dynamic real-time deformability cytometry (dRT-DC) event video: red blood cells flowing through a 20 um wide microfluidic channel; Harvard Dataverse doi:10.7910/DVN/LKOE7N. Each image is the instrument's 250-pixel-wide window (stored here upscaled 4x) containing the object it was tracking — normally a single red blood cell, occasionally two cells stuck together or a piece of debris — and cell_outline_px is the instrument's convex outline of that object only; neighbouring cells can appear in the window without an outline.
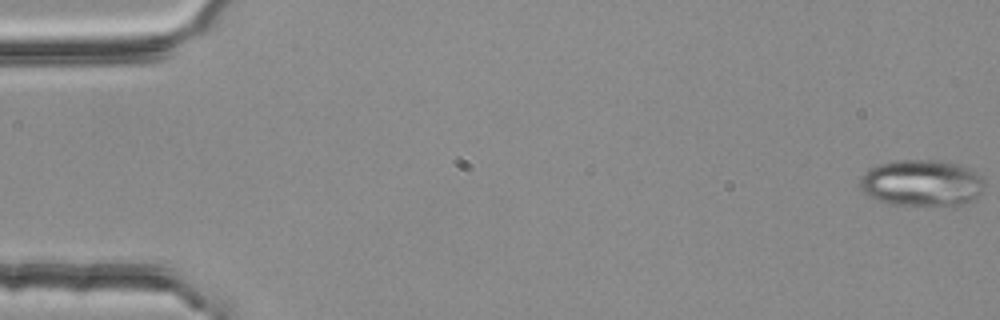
{"species": "common noctule bat (a hibernating species)", "species_latin": "Nyctalus noctula", "temperature_condition": "room temperature", "stored_images_in_passage": 55, "segment_of_instrument_passage": [1, 2], "camera_frame_rate_fps": 3000, "um_per_image_px": 0.085, "animal": {"sex": "female", "body_mass_g": 25.1}, "frame": {"image": 1, "passage_image": 1, "time_ms": 0.0, "image_size_px": [1000, 320], "cell_outline_px": [[984, 192], [976, 200], [964, 204], [888, 204], [868, 196], [860, 188], [860, 176], [868, 168], [876, 164], [896, 160], [940, 160], [960, 164], [968, 168], [980, 176], [984, 180]], "centroid_in_image_um": [78.35, 15.53], "position_along_channel_um": 6.7, "area_um2": 33.99}}